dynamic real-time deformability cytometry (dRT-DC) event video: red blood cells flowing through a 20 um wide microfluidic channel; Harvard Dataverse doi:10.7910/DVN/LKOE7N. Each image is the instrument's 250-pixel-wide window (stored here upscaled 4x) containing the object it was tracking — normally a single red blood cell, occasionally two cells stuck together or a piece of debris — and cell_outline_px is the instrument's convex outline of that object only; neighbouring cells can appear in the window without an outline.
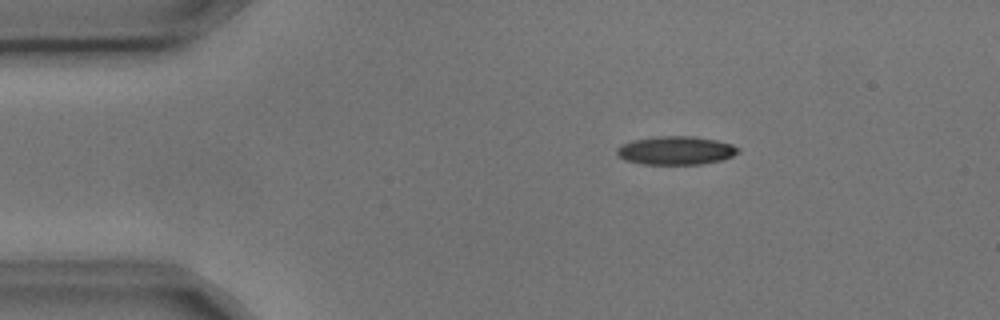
{"species": "common noctule bat (a hibernating species)", "species_latin": "Nyctalus noctula", "temperature_condition": "cold", "stored_images_in_passage": 8, "camera_frame_rate_fps": 3000, "um_per_image_px": 0.085, "animal": {"sex": "male", "body_mass_g": 17.9, "forearm_length_mm": 54.2}, "frame": {"image": 1, "passage_image": 1, "time_ms": 0.0, "image_size_px": [1000, 320], "cell_outline_px": [[740, 152], [724, 160], [700, 164], [644, 164], [624, 160], [616, 152], [616, 148], [620, 144], [632, 140], [656, 136], [692, 136], [716, 140], [732, 144], [740, 148]], "centroid_in_image_um": [57.45, 12.78], "position_along_channel_um": 27.5, "area_um2": 20.29}}
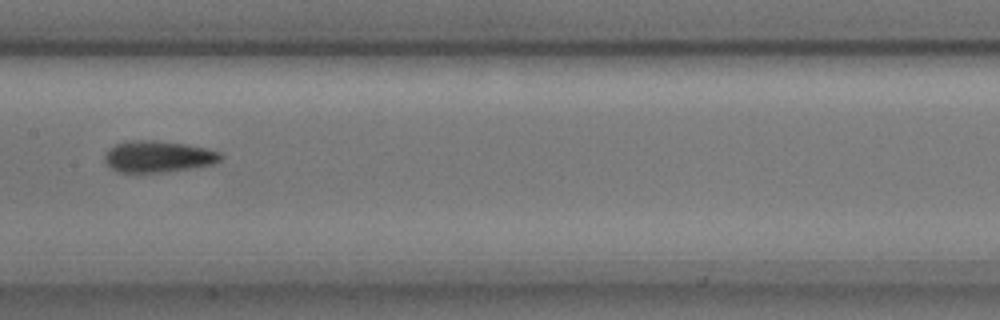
{"frame": {"image": 2, "passage_image": 6, "time_ms": 1.667, "image_size_px": [1000, 320], "cell_outline_px": [[224, 156], [216, 164], [160, 172], [116, 172], [104, 160], [104, 156], [108, 148], [116, 144], [132, 140], [152, 140], [188, 144], [220, 152]], "centroid_in_image_um": [13.44, 13.3], "position_along_channel_um": 194.0, "area_um2": 21.21}}
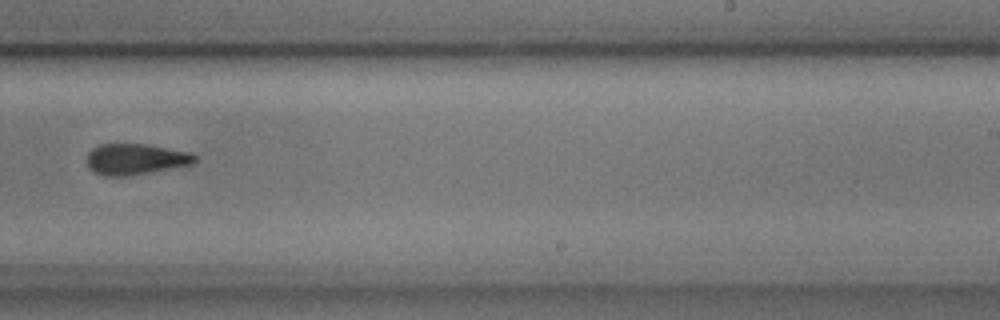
{"frame": {"image": 3, "passage_image": 8, "time_ms": 2.333, "image_size_px": [1000, 320], "cell_outline_px": [[196, 160], [192, 164], [128, 176], [104, 176], [92, 172], [88, 168], [84, 160], [88, 152], [92, 148], [100, 144], [148, 144], [192, 152], [196, 156]], "centroid_in_image_um": [11.46, 13.52], "position_along_channel_um": 277.5, "area_um2": 19.83}}